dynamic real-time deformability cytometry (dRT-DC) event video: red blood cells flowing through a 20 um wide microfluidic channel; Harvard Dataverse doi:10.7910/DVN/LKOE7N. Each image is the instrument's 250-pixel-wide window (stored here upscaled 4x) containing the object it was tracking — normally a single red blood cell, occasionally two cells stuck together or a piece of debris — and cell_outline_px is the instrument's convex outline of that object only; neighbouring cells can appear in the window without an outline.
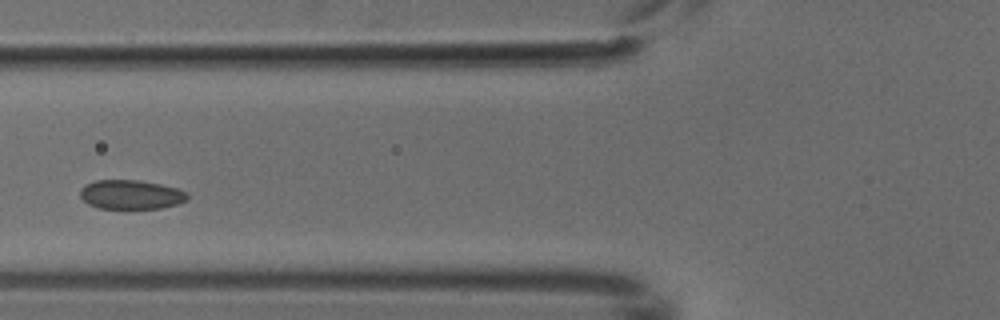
{"species": "common noctule bat (a hibernating species)", "species_latin": "Nyctalus noctula", "temperature_condition": "cold", "stored_images_in_passage": 4, "camera_frame_rate_fps": 3000, "um_per_image_px": 0.085, "animal": {"sex": "male", "body_mass_g": 18.8}, "frame": {"image": 1, "passage_image": 4, "time_ms": 1.0, "image_size_px": [1000, 320], "cell_outline_px": [[188, 200], [176, 204], [160, 208], [100, 208], [88, 204], [80, 196], [80, 188], [84, 184], [96, 180], [136, 180], [160, 184], [176, 188], [188, 192]], "centroid_in_image_um": [11.12, 16.53], "position_along_channel_um": 114.7, "area_um2": 18.21}}